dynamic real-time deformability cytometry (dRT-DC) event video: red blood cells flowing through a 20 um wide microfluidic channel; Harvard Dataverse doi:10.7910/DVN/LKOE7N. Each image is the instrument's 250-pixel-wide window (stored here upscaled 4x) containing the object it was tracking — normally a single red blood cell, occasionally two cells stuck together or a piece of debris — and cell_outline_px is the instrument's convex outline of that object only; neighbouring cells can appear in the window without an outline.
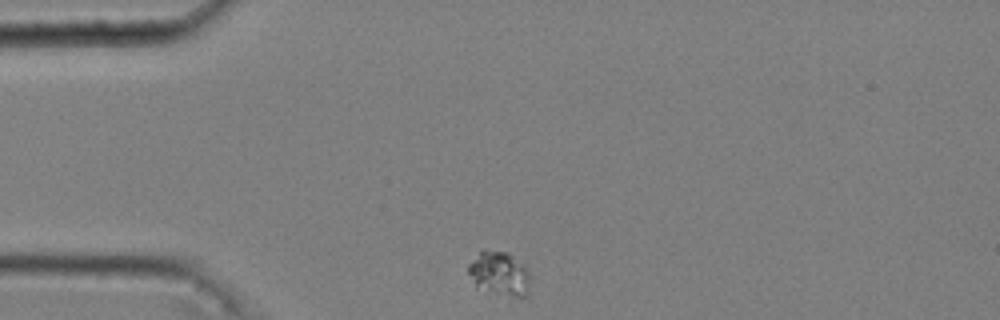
{"species": "common noctule bat (a hibernating species)", "species_latin": "Nyctalus noctula", "temperature_condition": "cold", "stored_images_in_passage": 44, "camera_frame_rate_fps": 3000, "um_per_image_px": 0.085, "animal": {"sex": "male", "body_mass_g": 20.4}, "frame": {"image": 1, "passage_image": 1, "time_ms": 0.0, "image_size_px": [1000, 320], "cell_outline_px": [[528, 296], [516, 296], [476, 288], [468, 272], [468, 264], [484, 248], [508, 252], [524, 264], [528, 272]], "centroid_in_image_um": [42.43, 23.2], "position_along_channel_um": 42.6, "area_um2": 15.72}}
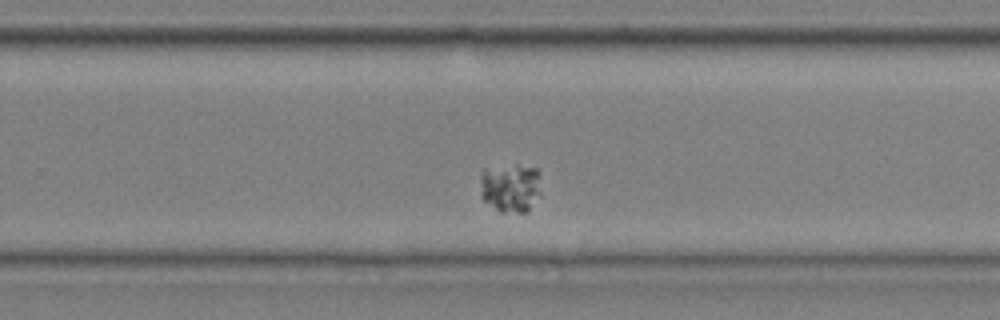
{"frame": {"image": 2, "passage_image": 25, "time_ms": 8.0, "image_size_px": [1000, 320], "cell_outline_px": [[540, 192], [528, 212], [500, 212], [484, 200], [480, 196], [480, 172], [484, 168], [516, 164], [536, 168]], "centroid_in_image_um": [43.33, 15.94], "position_along_channel_um": 286.5, "area_um2": 17.46}}
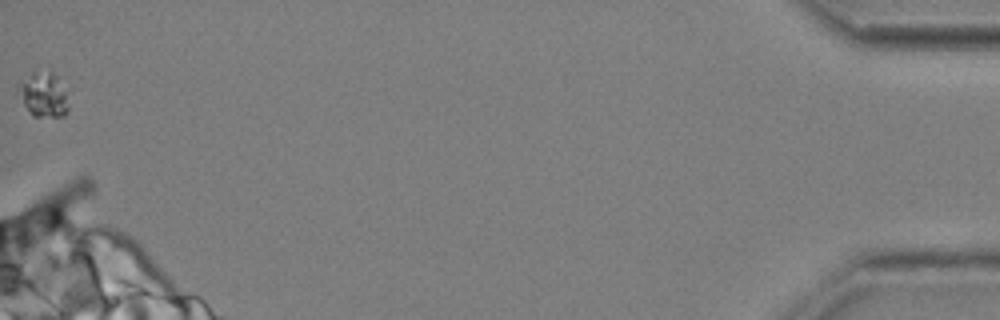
{"frame": {"image": 3, "passage_image": 44, "time_ms": 14.333, "image_size_px": [1000, 320], "cell_outline_px": [[68, 112], [64, 116], [32, 116], [24, 104], [24, 84], [32, 72], [52, 72], [56, 76], [64, 92], [68, 108]], "centroid_in_image_um": [3.8, 8.11], "position_along_channel_um": 431.4, "area_um2": 11.68}}